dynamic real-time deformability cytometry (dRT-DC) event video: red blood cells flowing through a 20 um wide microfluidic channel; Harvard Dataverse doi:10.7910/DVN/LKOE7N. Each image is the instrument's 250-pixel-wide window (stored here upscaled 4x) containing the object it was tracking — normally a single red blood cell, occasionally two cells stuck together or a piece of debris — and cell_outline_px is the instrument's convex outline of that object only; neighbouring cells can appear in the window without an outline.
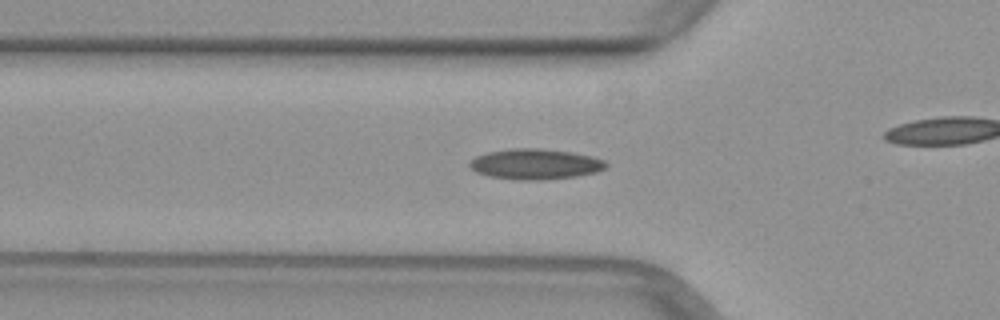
{"species": "common noctule bat (a hibernating species)", "species_latin": "Nyctalus noctula", "temperature_condition": "warm", "stored_images_in_passage": 40, "camera_frame_rate_fps": 3000, "um_per_image_px": 0.085, "animal": {"sex": "female", "body_mass_g": 29.2, "forearm_length_mm": 56.3}, "frame": {"image": 1, "passage_image": 17, "time_ms": 5.333, "image_size_px": [1000, 320], "cell_outline_px": [[608, 164], [604, 168], [596, 172], [576, 176], [540, 180], [516, 180], [488, 176], [476, 172], [468, 164], [476, 156], [488, 152], [508, 148], [540, 148], [572, 152], [592, 156], [604, 160]], "centroid_in_image_um": [45.49, 13.94], "position_along_channel_um": 80.3, "area_um2": 24.28}}
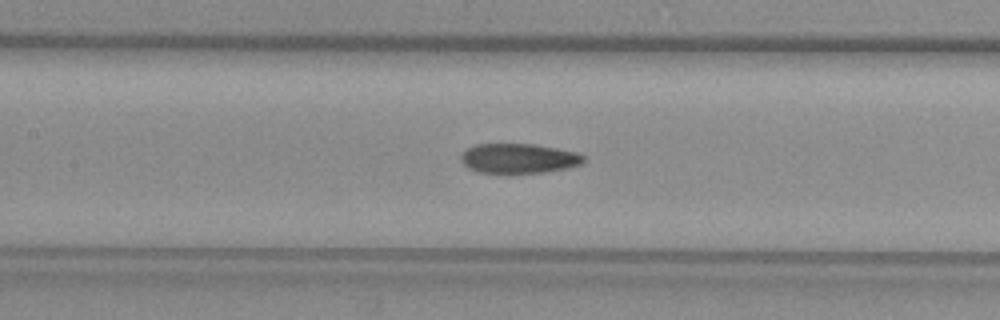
{"frame": {"image": 2, "passage_image": 23, "time_ms": 7.333, "image_size_px": [1000, 320], "cell_outline_px": [[584, 160], [580, 164], [568, 168], [544, 172], [508, 176], [504, 176], [476, 172], [468, 168], [460, 160], [460, 152], [476, 144], [536, 144], [576, 152], [584, 156]], "centroid_in_image_um": [44.01, 13.51], "position_along_channel_um": 163.4, "area_um2": 22.2}}
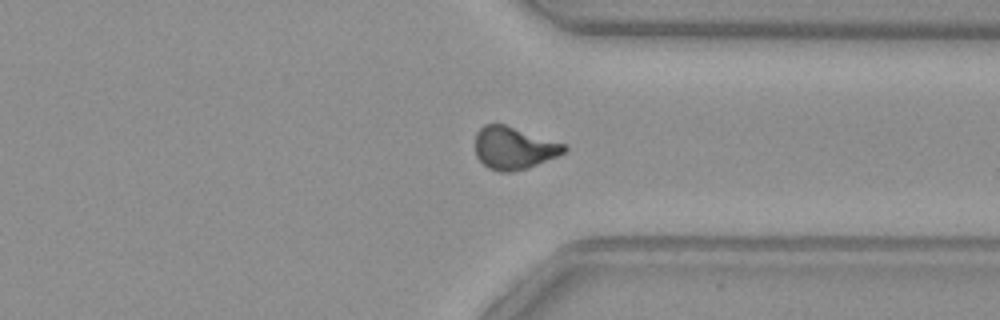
{"frame": {"image": 3, "passage_image": 38, "time_ms": 12.333, "image_size_px": [1000, 320], "cell_outline_px": [[568, 148], [564, 152], [556, 156], [528, 168], [512, 172], [500, 172], [488, 168], [476, 156], [476, 132], [484, 124], [504, 124], [564, 144]], "centroid_in_image_um": [43.64, 12.59], "position_along_channel_um": 367.8, "area_um2": 21.73}}